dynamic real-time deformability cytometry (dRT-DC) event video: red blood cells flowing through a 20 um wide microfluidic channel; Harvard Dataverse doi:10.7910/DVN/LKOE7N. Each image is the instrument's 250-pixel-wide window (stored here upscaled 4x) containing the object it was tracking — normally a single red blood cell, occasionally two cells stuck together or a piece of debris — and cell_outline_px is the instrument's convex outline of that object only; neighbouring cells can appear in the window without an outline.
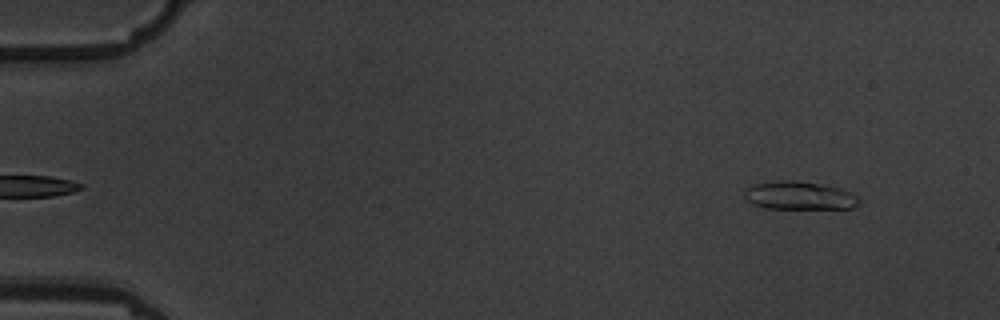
{"species": "common noctule bat (a hibernating species)", "species_latin": "Nyctalus noctula", "temperature_condition": "warm", "stored_images_in_passage": 5, "camera_frame_rate_fps": 3000, "um_per_image_px": 0.085, "animal": {"sex": "male", "body_mass_g": 19.5, "forearm_length_mm": 54.6}, "frame": {"image": 1, "passage_image": 5, "time_ms": 4.667, "image_size_px": [1000, 320], "cell_outline_px": [[860, 200], [852, 208], [764, 208], [752, 204], [744, 196], [744, 192], [752, 184], [776, 180], [796, 180], [840, 188], [852, 192], [860, 196]], "centroid_in_image_um": [67.94, 16.61], "position_along_channel_um": 17.1, "area_um2": 18.84}}